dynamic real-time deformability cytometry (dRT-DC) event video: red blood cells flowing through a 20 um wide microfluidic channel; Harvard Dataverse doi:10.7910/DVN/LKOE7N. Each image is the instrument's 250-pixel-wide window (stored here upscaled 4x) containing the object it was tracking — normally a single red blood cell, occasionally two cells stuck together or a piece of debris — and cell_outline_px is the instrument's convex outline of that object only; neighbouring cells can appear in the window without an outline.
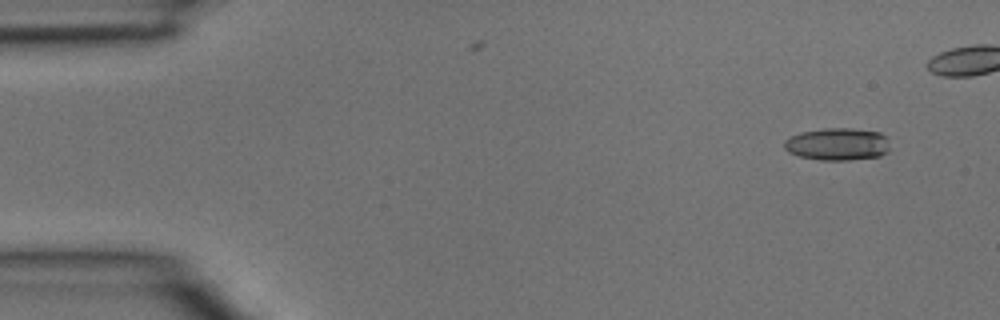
{"species": "common noctule bat (a hibernating species)", "species_latin": "Nyctalus noctula", "temperature_condition": "room temperature", "stored_images_in_passage": 4, "camera_frame_rate_fps": 3000, "um_per_image_px": 0.085, "animal": {"sex": "male", "body_mass_g": 15.6}, "frame": {"image": 1, "passage_image": 1, "time_ms": 0.0, "image_size_px": [1000, 320], "cell_outline_px": [[888, 152], [880, 156], [848, 160], [820, 160], [800, 156], [788, 152], [784, 148], [784, 140], [800, 132], [824, 128], [852, 128], [880, 132], [884, 136], [888, 148]], "centroid_in_image_um": [71.15, 12.25], "position_along_channel_um": 13.8, "area_um2": 19.88}}